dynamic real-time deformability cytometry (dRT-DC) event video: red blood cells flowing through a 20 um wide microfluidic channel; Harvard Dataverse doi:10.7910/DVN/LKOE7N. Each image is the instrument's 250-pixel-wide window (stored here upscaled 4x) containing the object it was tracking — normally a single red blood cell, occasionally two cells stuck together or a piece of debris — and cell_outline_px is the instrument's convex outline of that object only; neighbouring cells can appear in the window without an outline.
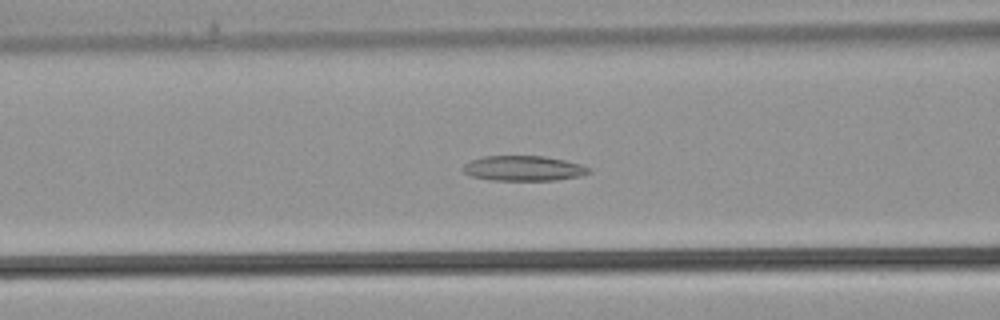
{"species": "common noctule bat (a hibernating species)", "species_latin": "Nyctalus noctula", "temperature_condition": "warm", "stored_images_in_passage": 38, "camera_frame_rate_fps": 3000, "um_per_image_px": 0.085, "animal": {"sex": "male", "body_mass_g": 21.5, "forearm_length_mm": 52.0}, "frame": {"image": 1, "passage_image": 15, "time_ms": 4.667, "image_size_px": [1000, 320], "cell_outline_px": [[592, 172], [580, 176], [556, 180], [492, 180], [472, 176], [464, 172], [460, 168], [464, 164], [472, 160], [484, 156], [544, 156], [564, 160], [580, 164], [592, 168]], "centroid_in_image_um": [44.52, 14.31], "position_along_channel_um": 122.1, "area_um2": 18.44}}
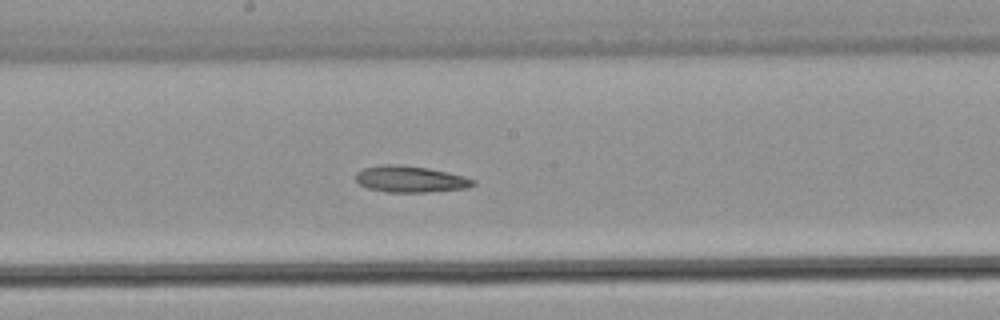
{"frame": {"image": 2, "passage_image": 20, "time_ms": 6.333, "image_size_px": [1000, 320], "cell_outline_px": [[476, 184], [468, 188], [424, 192], [384, 192], [368, 188], [360, 184], [356, 180], [356, 172], [364, 168], [384, 164], [396, 164], [428, 168], [464, 176], [476, 180]], "centroid_in_image_um": [34.88, 15.23], "position_along_channel_um": 213.3, "area_um2": 18.03}}
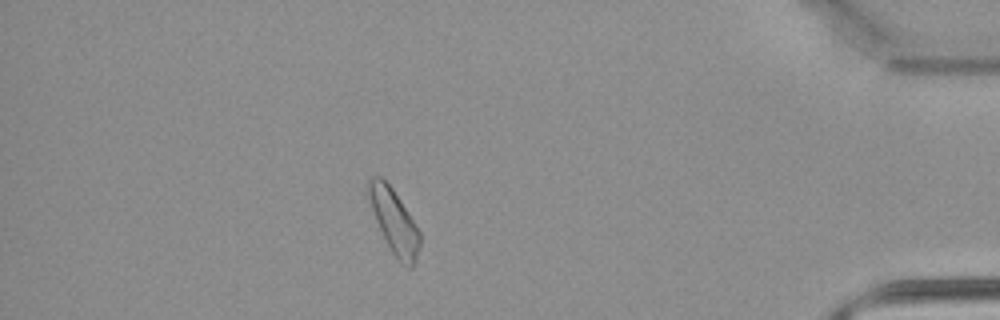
{"frame": {"image": 3, "passage_image": 33, "time_ms": 10.667, "image_size_px": [1000, 320], "cell_outline_px": [[420, 244], [416, 264], [412, 268], [408, 268], [400, 264], [396, 260], [376, 220], [368, 200], [368, 180], [372, 176], [380, 176], [392, 188], [408, 212], [420, 232]], "centroid_in_image_um": [33.52, 18.87], "position_along_channel_um": 401.7, "area_um2": 19.07}}